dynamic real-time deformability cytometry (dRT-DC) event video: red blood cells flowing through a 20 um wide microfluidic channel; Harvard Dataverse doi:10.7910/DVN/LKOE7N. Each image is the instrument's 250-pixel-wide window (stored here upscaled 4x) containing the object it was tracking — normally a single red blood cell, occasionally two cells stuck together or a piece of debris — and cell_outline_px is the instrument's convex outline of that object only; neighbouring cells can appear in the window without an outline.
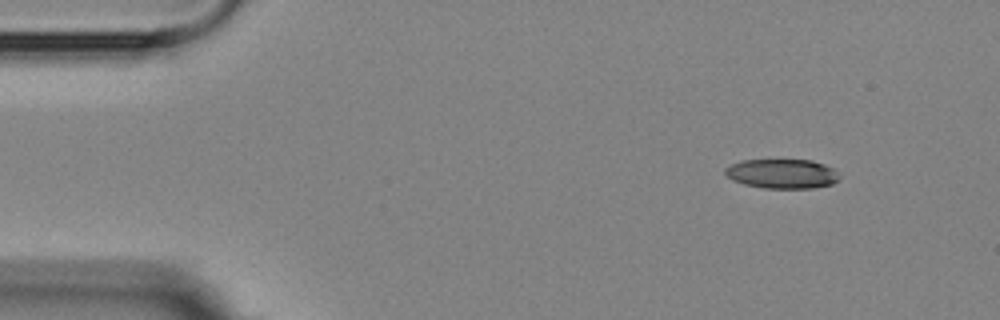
{"species": "Egyptian fruit bat (a non-hibernating species)", "species_latin": "Rousettus aegyptiacus", "temperature_condition": "room temperature", "stored_images_in_passage": 4, "camera_frame_rate_fps": 3000, "um_per_image_px": 0.085, "animal": {"sex": "female"}, "frame": {"image": 1, "passage_image": 1, "time_ms": 0.0, "image_size_px": [1000, 320], "cell_outline_px": [[840, 180], [832, 184], [812, 188], [764, 188], [744, 184], [732, 180], [724, 172], [724, 168], [740, 160], [812, 160], [824, 164], [832, 168], [840, 176]], "centroid_in_image_um": [66.48, 14.77], "position_along_channel_um": 18.5, "area_um2": 19.65}}
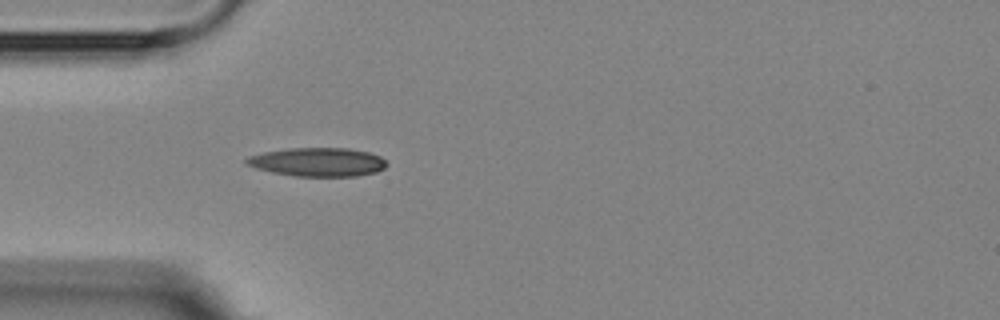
{"frame": {"image": 2, "passage_image": 4, "time_ms": 3.333, "image_size_px": [1000, 320], "cell_outline_px": [[388, 164], [384, 168], [376, 172], [356, 176], [296, 176], [272, 172], [256, 168], [244, 164], [244, 160], [248, 156], [264, 152], [288, 148], [348, 148], [368, 152], [380, 156]], "centroid_in_image_um": [26.99, 13.77], "position_along_channel_um": 58.0, "area_um2": 23.47}}